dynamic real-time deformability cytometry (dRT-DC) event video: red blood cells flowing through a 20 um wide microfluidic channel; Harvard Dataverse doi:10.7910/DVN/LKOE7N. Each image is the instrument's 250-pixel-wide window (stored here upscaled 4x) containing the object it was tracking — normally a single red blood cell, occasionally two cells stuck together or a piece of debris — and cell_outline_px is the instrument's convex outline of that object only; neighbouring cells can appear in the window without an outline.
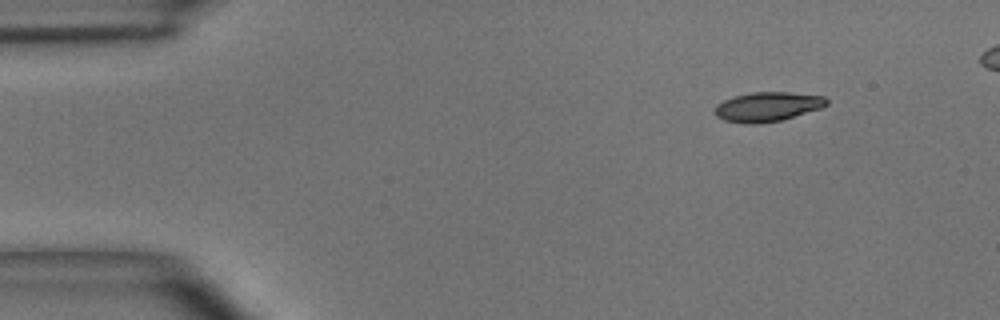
{"species": "common noctule bat (a hibernating species)", "species_latin": "Nyctalus noctula", "temperature_condition": "room temperature", "stored_images_in_passage": 4, "camera_frame_rate_fps": 3000, "um_per_image_px": 0.085, "animal": {"sex": "male", "body_mass_g": 15.6}, "frame": {"image": 1, "passage_image": 1, "time_ms": 0.0, "image_size_px": [1000, 320], "cell_outline_px": [[828, 104], [820, 108], [780, 120], [760, 124], [744, 124], [724, 120], [716, 116], [716, 104], [724, 100], [736, 96], [752, 92], [788, 92], [824, 96], [828, 100]], "centroid_in_image_um": [65.23, 9.07], "position_along_channel_um": 19.8, "area_um2": 19.02}}